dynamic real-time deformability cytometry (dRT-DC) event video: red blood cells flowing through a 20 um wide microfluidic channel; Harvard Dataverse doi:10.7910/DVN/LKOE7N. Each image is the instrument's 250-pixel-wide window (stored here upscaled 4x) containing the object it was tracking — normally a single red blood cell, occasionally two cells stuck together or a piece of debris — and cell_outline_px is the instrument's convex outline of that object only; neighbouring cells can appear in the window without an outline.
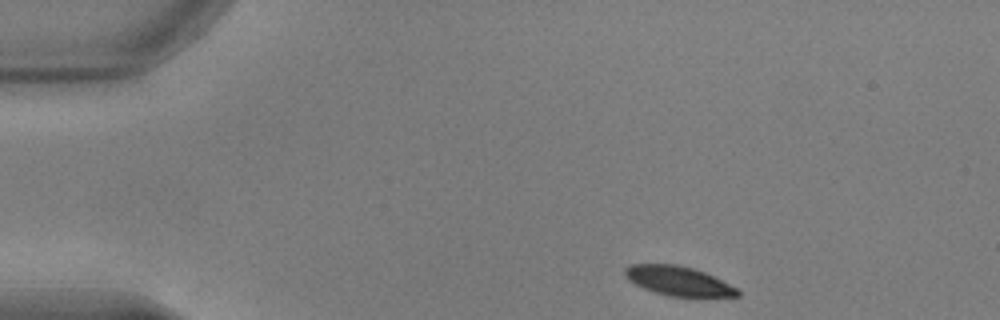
{"species": "common noctule bat (a hibernating species)", "species_latin": "Nyctalus noctula", "temperature_condition": "warm", "stored_images_in_passage": 46, "camera_frame_rate_fps": 3000, "um_per_image_px": 0.085, "animal": {"sex": "male", "body_mass_g": 17.9, "forearm_length_mm": 54.2}, "frame": {"image": 1, "passage_image": 1, "time_ms": 0.0, "image_size_px": [1000, 320], "cell_outline_px": [[740, 296], [668, 296], [644, 288], [628, 280], [624, 276], [624, 268], [632, 264], [676, 264], [692, 268], [704, 272], [740, 288]], "centroid_in_image_um": [57.67, 23.87], "position_along_channel_um": 27.3, "area_um2": 19.19}}
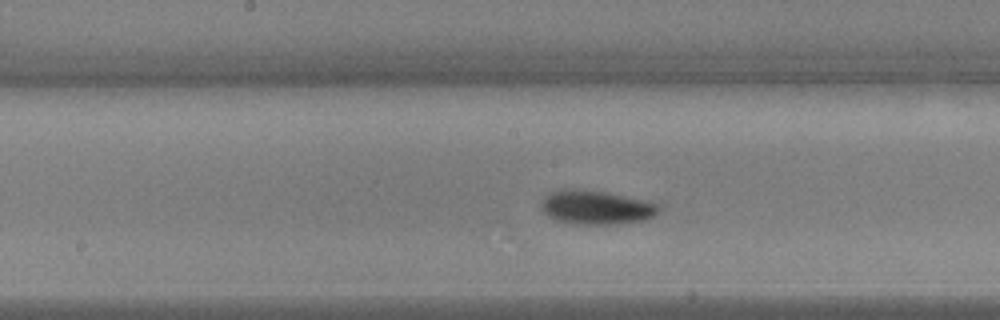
{"frame": {"image": 2, "passage_image": 20, "time_ms": 6.333, "image_size_px": [1000, 320], "cell_outline_px": [[660, 208], [648, 220], [612, 224], [576, 224], [556, 220], [548, 216], [540, 208], [540, 204], [552, 192], [576, 188], [608, 192], [648, 200], [656, 204]], "centroid_in_image_um": [50.7, 17.63], "position_along_channel_um": 197.5, "area_um2": 23.18}}
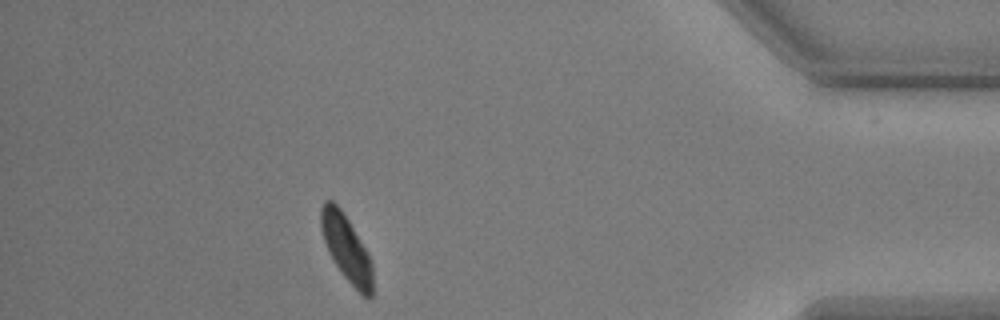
{"frame": {"image": 3, "passage_image": 40, "time_ms": 13.0, "image_size_px": [1000, 320], "cell_outline_px": [[372, 296], [368, 300], [344, 276], [328, 252], [320, 228], [320, 208], [324, 200], [332, 200], [344, 212], [368, 252], [372, 264]], "centroid_in_image_um": [29.43, 21.05], "position_along_channel_um": 405.8, "area_um2": 19.94}, "authors_computed_cell_mechanics": {"area_um2": 21.4149, "velocity_mm_per_s": 3.7844, "shape_relaxation_time_tau1_ms": 2.8914, "shape_relaxation_time_tau2_ms": null, "deformation_change_tau1": 0.1161, "deformation_change_tau2": null}}